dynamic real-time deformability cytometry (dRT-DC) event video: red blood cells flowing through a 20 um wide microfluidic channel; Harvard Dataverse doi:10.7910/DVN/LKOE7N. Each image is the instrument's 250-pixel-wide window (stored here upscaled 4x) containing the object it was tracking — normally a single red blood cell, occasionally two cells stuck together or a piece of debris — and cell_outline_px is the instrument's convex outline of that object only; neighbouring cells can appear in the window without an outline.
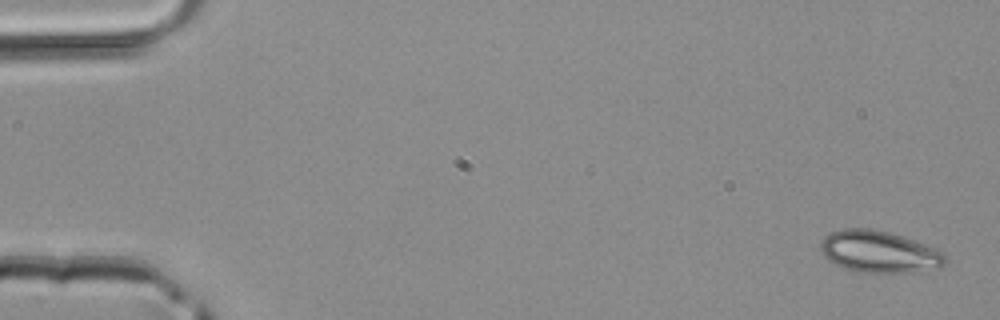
{"species": "common noctule bat (a hibernating species)", "species_latin": "Nyctalus noctula", "temperature_condition": "room temperature", "stored_images_in_passage": 4, "segment_of_instrument_passage": [1, 2], "camera_frame_rate_fps": 3000, "um_per_image_px": 0.085, "animal": {"sex": "male", "body_mass_g": 20.4}, "frame": {"image": 1, "passage_image": 1, "time_ms": 0.0, "image_size_px": [1000, 320], "cell_outline_px": [[944, 264], [936, 268], [920, 272], [860, 272], [844, 268], [828, 260], [820, 252], [820, 244], [824, 236], [832, 232], [844, 228], [872, 228], [904, 236], [936, 248], [944, 256]], "centroid_in_image_um": [74.69, 21.39], "position_along_channel_um": 10.3, "area_um2": 30.35}}